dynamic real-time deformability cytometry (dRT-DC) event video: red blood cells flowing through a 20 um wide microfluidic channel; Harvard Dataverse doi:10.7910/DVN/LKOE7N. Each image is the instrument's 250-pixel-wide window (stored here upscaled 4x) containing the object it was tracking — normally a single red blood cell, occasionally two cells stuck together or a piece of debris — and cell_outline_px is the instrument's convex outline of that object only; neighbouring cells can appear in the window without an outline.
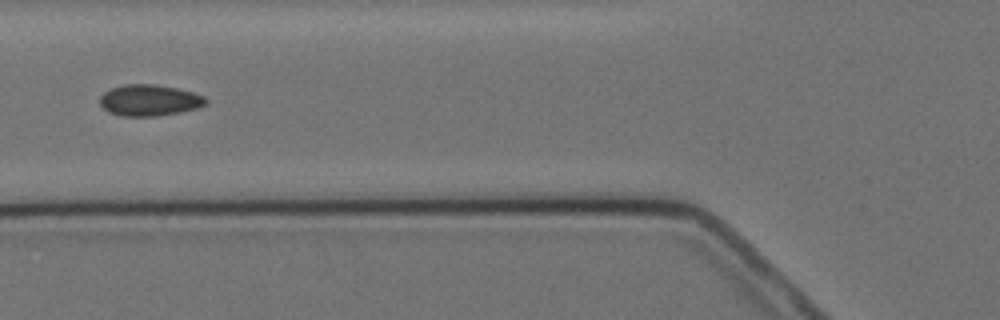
{"species": "Egyptian fruit bat (a non-hibernating species)", "species_latin": "Rousettus aegyptiacus", "temperature_condition": "cold", "stored_images_in_passage": 14, "camera_frame_rate_fps": 3000, "um_per_image_px": 0.085, "animal": {"sex": "female"}, "frame": {"image": 1, "passage_image": 5, "time_ms": 5.667, "image_size_px": [1000, 320], "cell_outline_px": [[208, 104], [196, 108], [180, 112], [156, 116], [124, 116], [108, 112], [100, 104], [100, 96], [104, 92], [112, 88], [124, 84], [152, 84], [176, 88], [192, 92], [204, 96], [208, 100]], "centroid_in_image_um": [12.7, 8.52], "position_along_channel_um": 113.1, "area_um2": 19.25}}
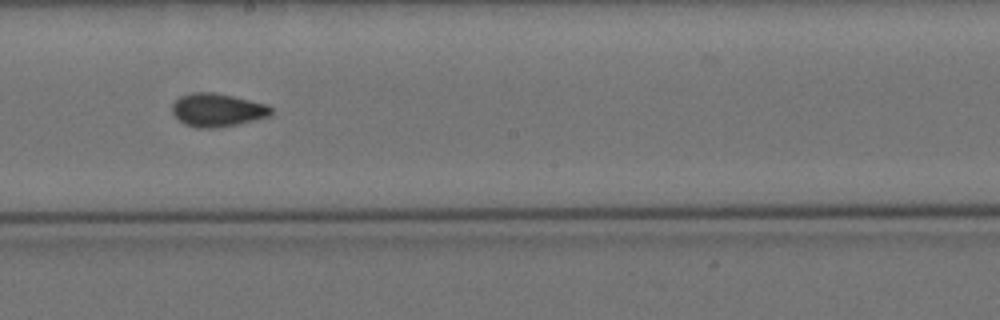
{"frame": {"image": 2, "passage_image": 8, "time_ms": 9.0, "image_size_px": [1000, 320], "cell_outline_px": [[272, 116], [236, 124], [216, 128], [196, 128], [184, 124], [172, 112], [172, 104], [180, 96], [192, 92], [212, 92], [232, 96], [268, 104], [272, 108]], "centroid_in_image_um": [18.49, 9.35], "position_along_channel_um": 229.7, "area_um2": 19.19}}
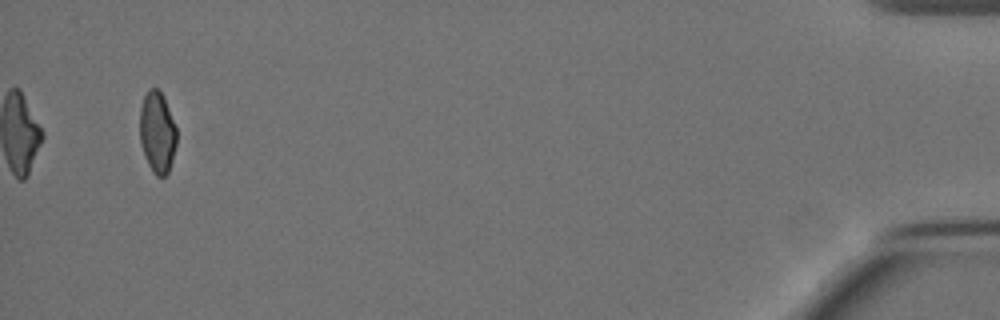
{"frame": {"image": 3, "passage_image": 14, "time_ms": 17.0, "image_size_px": [1000, 320], "cell_outline_px": [[176, 144], [172, 160], [168, 172], [164, 176], [156, 176], [152, 172], [144, 156], [140, 140], [140, 108], [144, 96], [148, 88], [156, 88], [164, 96], [176, 128]], "centroid_in_image_um": [13.36, 11.24], "position_along_channel_um": 421.8, "area_um2": 17.46}}